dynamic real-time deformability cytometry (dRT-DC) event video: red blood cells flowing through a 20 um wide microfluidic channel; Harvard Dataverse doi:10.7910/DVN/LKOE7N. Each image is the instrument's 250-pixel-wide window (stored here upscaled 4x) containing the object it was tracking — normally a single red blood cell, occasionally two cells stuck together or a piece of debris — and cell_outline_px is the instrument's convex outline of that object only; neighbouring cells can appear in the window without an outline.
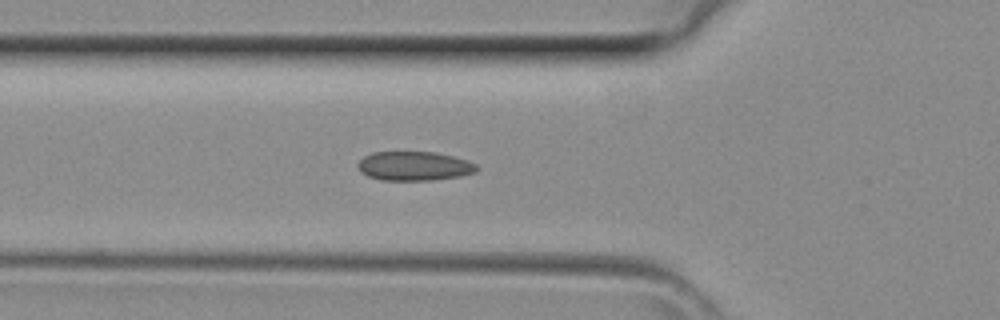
{"species": "common noctule bat (a hibernating species)", "species_latin": "Nyctalus noctula", "temperature_condition": "room temperature", "stored_images_in_passage": 29, "camera_frame_rate_fps": 3000, "um_per_image_px": 0.085, "animal": {"sex": "female", "body_mass_g": 29.2, "forearm_length_mm": 56.3}, "frame": {"image": 1, "passage_image": 3, "time_ms": 0.667, "image_size_px": [1000, 320], "cell_outline_px": [[480, 168], [476, 172], [460, 176], [432, 180], [380, 180], [368, 176], [360, 172], [356, 164], [364, 156], [372, 152], [436, 152], [468, 160], [476, 164]], "centroid_in_image_um": [35.21, 14.11], "position_along_channel_um": 90.6, "area_um2": 20.35}}
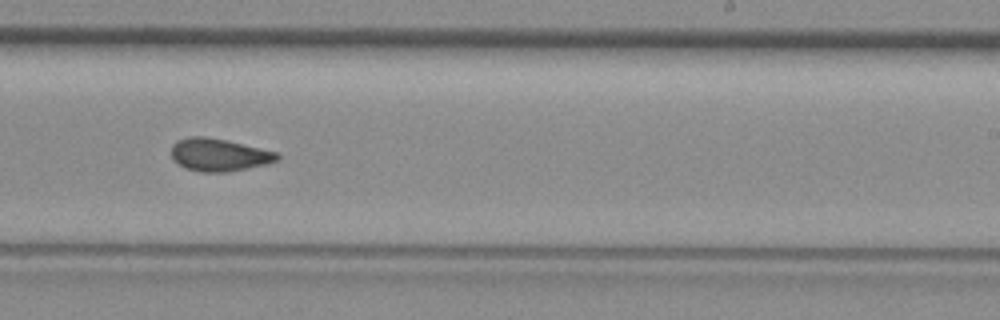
{"frame": {"image": 2, "passage_image": 14, "time_ms": 4.333, "image_size_px": [1000, 320], "cell_outline_px": [[280, 160], [264, 164], [228, 172], [200, 172], [188, 168], [180, 164], [172, 156], [172, 144], [176, 140], [188, 136], [204, 136], [224, 140], [260, 148], [276, 152], [280, 156]], "centroid_in_image_um": [18.61, 13.15], "position_along_channel_um": 270.4, "area_um2": 19.83}}
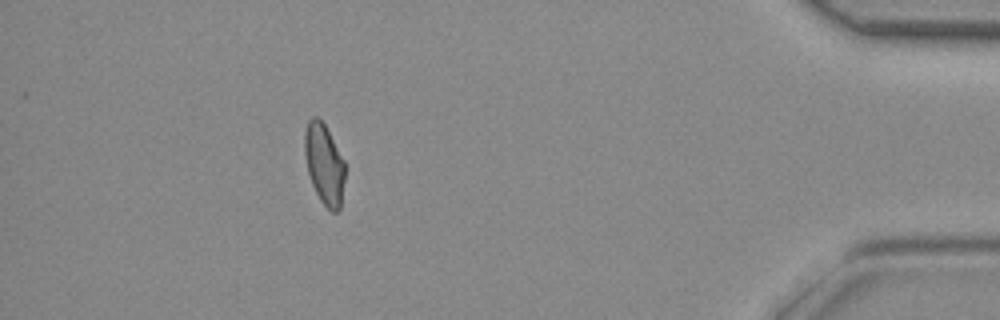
{"frame": {"image": 3, "passage_image": 26, "time_ms": 8.333, "image_size_px": [1000, 320], "cell_outline_px": [[344, 180], [340, 208], [336, 212], [332, 212], [320, 200], [312, 184], [308, 172], [304, 152], [304, 132], [308, 120], [312, 116], [316, 116], [324, 124], [344, 160]], "centroid_in_image_um": [27.54, 13.93], "position_along_channel_um": 407.7, "area_um2": 18.73}}